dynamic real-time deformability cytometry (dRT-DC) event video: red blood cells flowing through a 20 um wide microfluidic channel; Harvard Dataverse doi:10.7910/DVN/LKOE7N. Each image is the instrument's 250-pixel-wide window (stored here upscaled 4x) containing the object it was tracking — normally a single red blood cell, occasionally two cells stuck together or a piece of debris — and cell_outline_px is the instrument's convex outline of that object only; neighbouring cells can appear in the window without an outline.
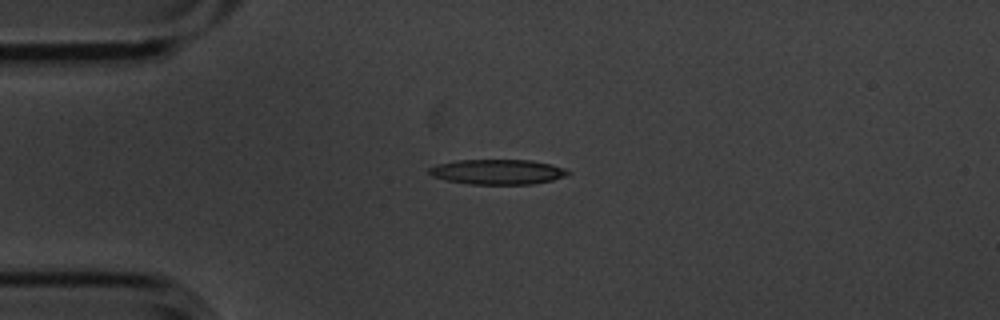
{"species": "common noctule bat (a hibernating species)", "species_latin": "Nyctalus noctula", "temperature_condition": "cold", "stored_images_in_passage": 4, "camera_frame_rate_fps": 3000, "um_per_image_px": 0.085, "animal": {"sex": "male", "body_mass_g": 20.1, "forearm_length_mm": 53.5}, "frame": {"image": 1, "passage_image": 1, "time_ms": 0.0, "image_size_px": [1000, 320], "cell_outline_px": [[572, 172], [568, 176], [552, 180], [532, 184], [468, 184], [444, 180], [432, 176], [428, 172], [428, 168], [436, 164], [456, 160], [532, 160], [552, 164], [564, 168]], "centroid_in_image_um": [42.3, 14.6], "position_along_channel_um": 42.7, "area_um2": 20.52}}
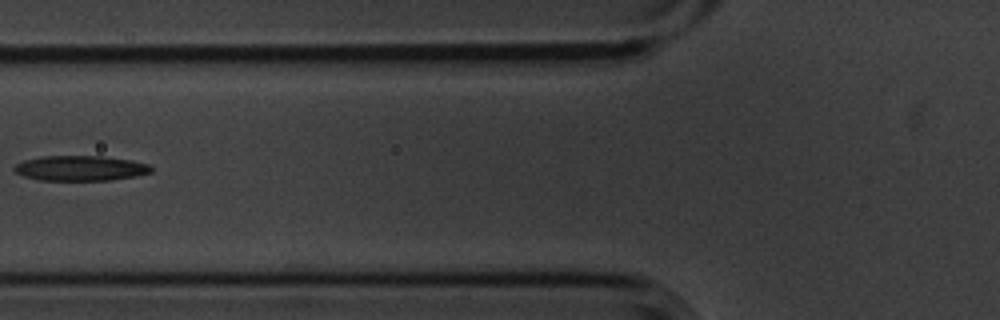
{"frame": {"image": 2, "passage_image": 3, "time_ms": 0.667, "image_size_px": [1000, 320], "cell_outline_px": [[152, 172], [136, 176], [112, 180], [40, 180], [24, 176], [16, 172], [12, 168], [16, 164], [24, 160], [40, 156], [100, 156], [132, 160], [152, 164]], "centroid_in_image_um": [6.87, 14.29], "position_along_channel_um": 118.9, "area_um2": 20.17}}
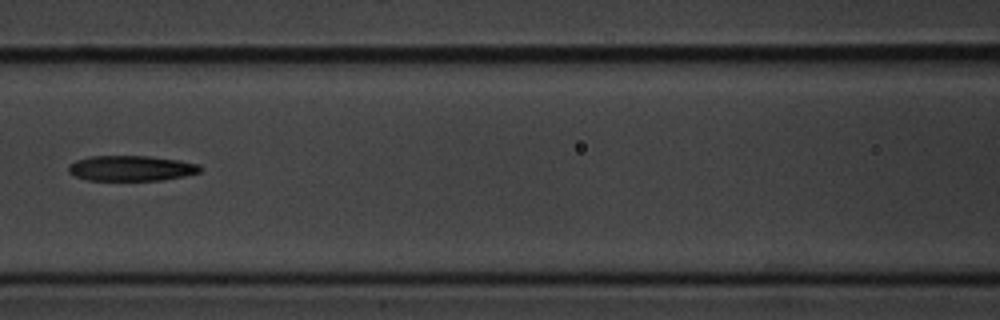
{"frame": {"image": 3, "passage_image": 4, "time_ms": 1.0, "image_size_px": [1000, 320], "cell_outline_px": [[204, 168], [200, 172], [184, 176], [164, 180], [88, 180], [72, 176], [68, 172], [68, 168], [76, 160], [88, 156], [148, 156], [180, 160], [200, 164]], "centroid_in_image_um": [11.18, 14.3], "position_along_channel_um": 155.4, "area_um2": 19.65}}